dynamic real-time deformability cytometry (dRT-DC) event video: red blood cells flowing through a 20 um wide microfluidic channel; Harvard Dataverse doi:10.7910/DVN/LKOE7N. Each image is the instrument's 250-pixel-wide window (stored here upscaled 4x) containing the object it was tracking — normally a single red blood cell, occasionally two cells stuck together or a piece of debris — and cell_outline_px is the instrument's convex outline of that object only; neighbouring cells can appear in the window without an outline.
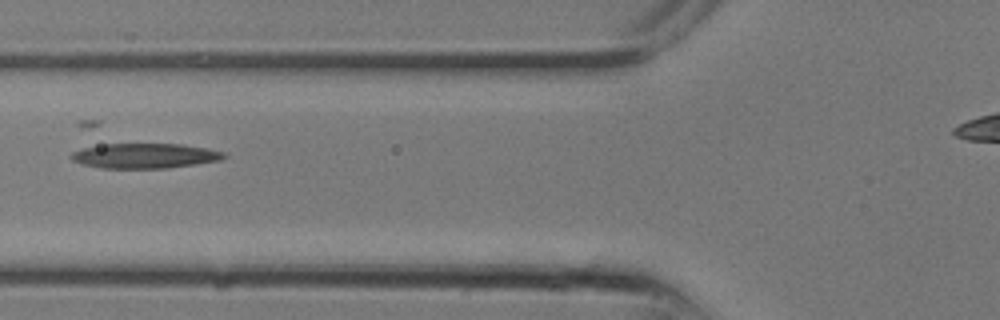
{"species": "common noctule bat (a hibernating species)", "species_latin": "Nyctalus noctula", "temperature_condition": "room temperature", "stored_images_in_passage": 11, "camera_frame_rate_fps": 3000, "um_per_image_px": 0.085, "animal": {"sex": "male", "body_mass_g": 13.3}, "frame": {"image": 1, "passage_image": 10, "time_ms": 3.0, "image_size_px": [1000, 320], "cell_outline_px": [[228, 156], [220, 160], [196, 164], [168, 168], [100, 168], [80, 164], [72, 160], [68, 156], [72, 152], [80, 148], [104, 144], [180, 144], [208, 148], [224, 152]], "centroid_in_image_um": [12.28, 13.24], "position_along_channel_um": 113.5, "area_um2": 22.43}}